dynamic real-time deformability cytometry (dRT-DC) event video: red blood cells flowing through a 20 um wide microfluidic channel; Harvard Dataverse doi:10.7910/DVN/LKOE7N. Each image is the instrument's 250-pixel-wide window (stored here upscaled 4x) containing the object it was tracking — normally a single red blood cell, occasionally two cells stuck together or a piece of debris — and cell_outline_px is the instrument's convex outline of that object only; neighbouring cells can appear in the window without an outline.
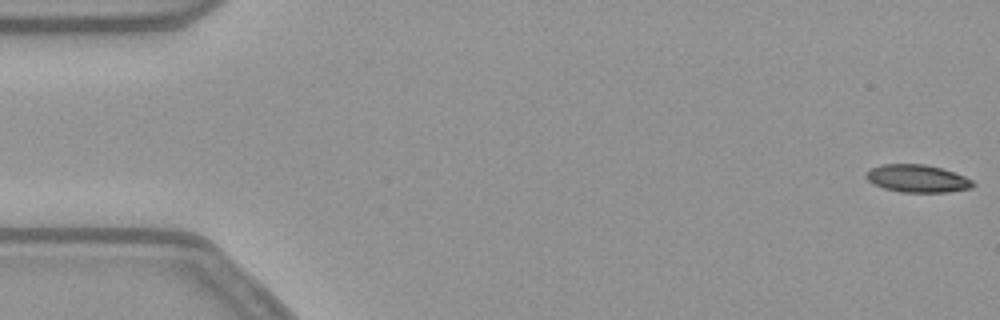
{"species": "common noctule bat (a hibernating species)", "species_latin": "Nyctalus noctula", "temperature_condition": "warm", "stored_images_in_passage": 54, "camera_frame_rate_fps": 3000, "um_per_image_px": 0.085, "animal": {"sex": "female", "body_mass_g": 21.9}, "frame": {"image": 1, "passage_image": 1, "time_ms": 0.0, "image_size_px": [1000, 320], "cell_outline_px": [[976, 184], [972, 188], [948, 192], [900, 192], [884, 188], [872, 184], [864, 176], [872, 168], [880, 164], [924, 164], [940, 168], [964, 176], [972, 180]], "centroid_in_image_um": [77.97, 15.18], "position_along_channel_um": 7.0, "area_um2": 17.17}}
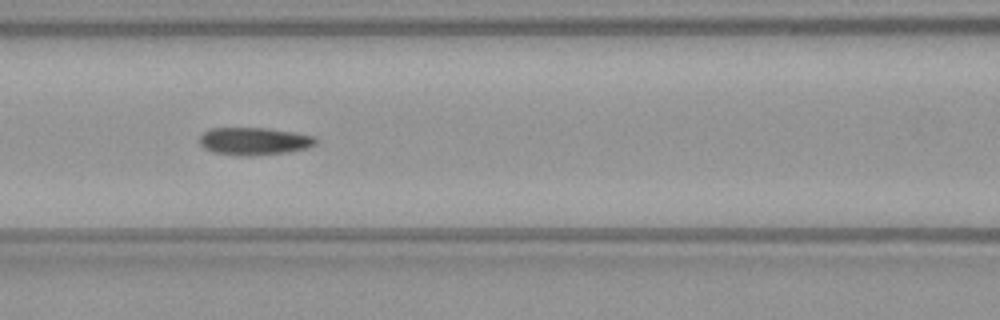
{"frame": {"image": 2, "passage_image": 23, "time_ms": 7.333, "image_size_px": [1000, 320], "cell_outline_px": [[316, 144], [308, 148], [288, 152], [252, 156], [236, 156], [212, 152], [204, 148], [200, 144], [200, 136], [208, 128], [268, 128], [296, 132], [316, 136]], "centroid_in_image_um": [21.61, 12.0], "position_along_channel_um": 145.0, "area_um2": 19.02}}
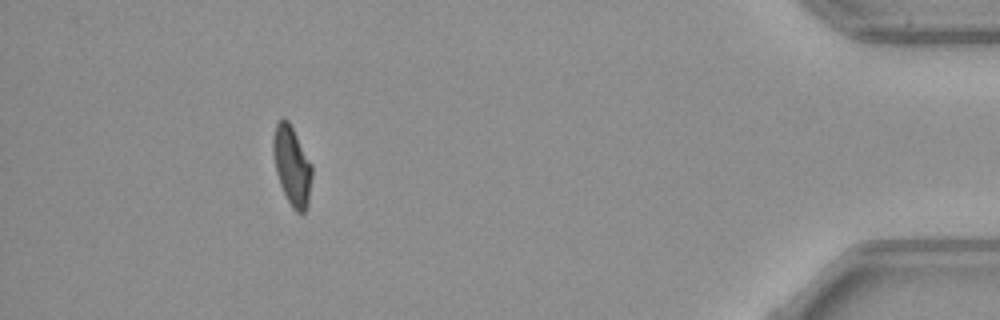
{"frame": {"image": 3, "passage_image": 49, "time_ms": 16.0, "image_size_px": [1000, 320], "cell_outline_px": [[312, 176], [308, 204], [304, 212], [296, 212], [292, 208], [280, 184], [276, 172], [272, 148], [272, 140], [276, 124], [280, 120], [288, 120], [312, 164]], "centroid_in_image_um": [24.82, 14.1], "position_along_channel_um": 410.4, "area_um2": 17.69}, "authors_computed_cell_mechanics": {"area_um2": 18.2359, "velocity_mm_per_s": 3.8052, "shape_relaxation_time_tau1_ms": 6.7235, "shape_relaxation_time_tau2_ms": 2.6879, "deformation_change_tau1": 0.1974, "deformation_change_tau2": 0.0787}}